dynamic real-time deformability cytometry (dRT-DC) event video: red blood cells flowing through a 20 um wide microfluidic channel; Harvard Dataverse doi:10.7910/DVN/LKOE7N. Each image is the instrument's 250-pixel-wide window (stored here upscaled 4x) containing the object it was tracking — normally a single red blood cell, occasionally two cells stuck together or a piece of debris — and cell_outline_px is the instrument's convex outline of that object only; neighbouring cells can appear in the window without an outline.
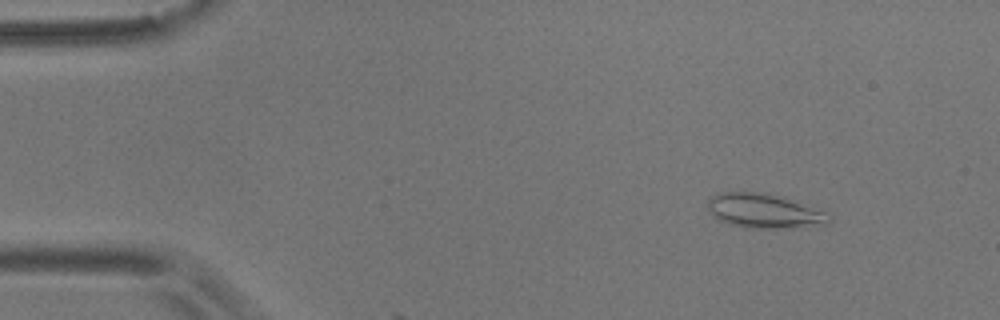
{"species": "common noctule bat (a hibernating species)", "species_latin": "Nyctalus noctula", "temperature_condition": "room temperature", "stored_images_in_passage": 9, "camera_frame_rate_fps": 3000, "um_per_image_px": 0.085, "animal": {"sex": "male", "body_mass_g": 17.9}, "frame": {"image": 1, "passage_image": 6, "time_ms": 1.667, "image_size_px": [1000, 320], "cell_outline_px": [[832, 220], [828, 224], [788, 228], [744, 228], [720, 220], [712, 216], [708, 208], [708, 200], [716, 192], [764, 192], [784, 196], [828, 212], [832, 216]], "centroid_in_image_um": [65.0, 17.92], "position_along_channel_um": 20.0, "area_um2": 24.8}}